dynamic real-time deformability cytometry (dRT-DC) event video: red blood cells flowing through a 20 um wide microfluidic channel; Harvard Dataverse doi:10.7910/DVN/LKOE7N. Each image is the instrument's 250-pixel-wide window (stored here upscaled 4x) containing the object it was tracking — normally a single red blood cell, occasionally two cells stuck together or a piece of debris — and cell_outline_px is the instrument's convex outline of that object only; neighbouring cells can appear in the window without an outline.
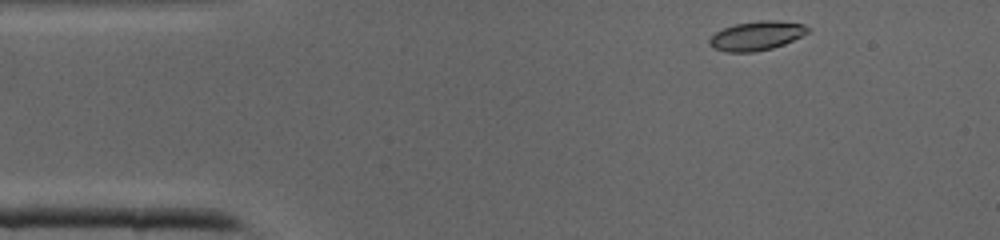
{"species": "common noctule bat (a hibernating species)", "species_latin": "Nyctalus noctula", "temperature_condition": "cold", "stored_images_in_passage": 6, "camera_frame_rate_fps": 3000, "um_per_image_px": 0.085, "animal": {"sex": "male", "body_mass_g": 19.0, "forearm_length_mm": 50.8}, "frame": {"image": 1, "passage_image": 1, "time_ms": 0.0, "image_size_px": [1000, 240], "cell_outline_px": [[812, 28], [808, 32], [784, 44], [772, 48], [752, 52], [728, 52], [712, 48], [708, 44], [708, 40], [716, 32], [724, 28], [736, 24], [760, 20], [776, 20], [804, 24]], "centroid_in_image_um": [64.31, 3.04], "position_along_channel_um": 20.7, "area_um2": 16.65}}